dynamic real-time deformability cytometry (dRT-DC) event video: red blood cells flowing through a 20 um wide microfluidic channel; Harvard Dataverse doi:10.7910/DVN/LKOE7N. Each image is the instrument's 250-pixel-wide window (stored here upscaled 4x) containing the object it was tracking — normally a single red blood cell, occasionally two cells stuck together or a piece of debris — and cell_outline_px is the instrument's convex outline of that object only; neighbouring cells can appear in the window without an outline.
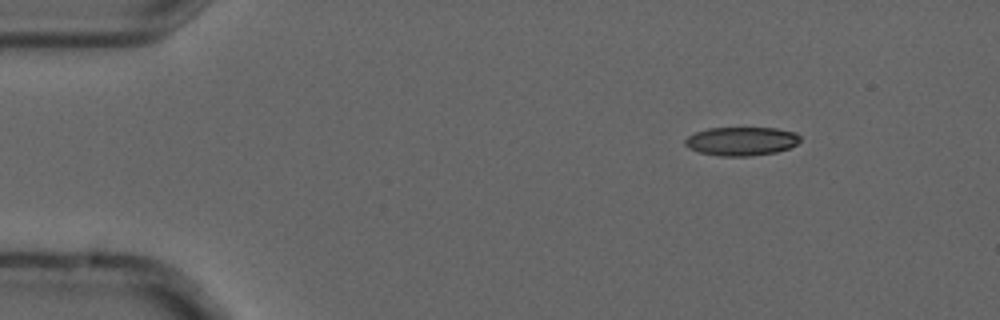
{"species": "common noctule bat (a hibernating species)", "species_latin": "Nyctalus noctula", "temperature_condition": "cold", "stored_images_in_passage": 4, "camera_frame_rate_fps": 3000, "um_per_image_px": 0.085, "animal": {"sex": "male", "forearm_length_mm": 52.5}, "frame": {"image": 1, "passage_image": 1, "time_ms": 0.0, "image_size_px": [1000, 320], "cell_outline_px": [[800, 140], [796, 144], [788, 148], [776, 152], [748, 156], [720, 156], [700, 152], [688, 148], [684, 144], [684, 140], [688, 136], [696, 132], [708, 128], [776, 128], [796, 132], [800, 136]], "centroid_in_image_um": [63.01, 12.0], "position_along_channel_um": 22.0, "area_um2": 19.19}}
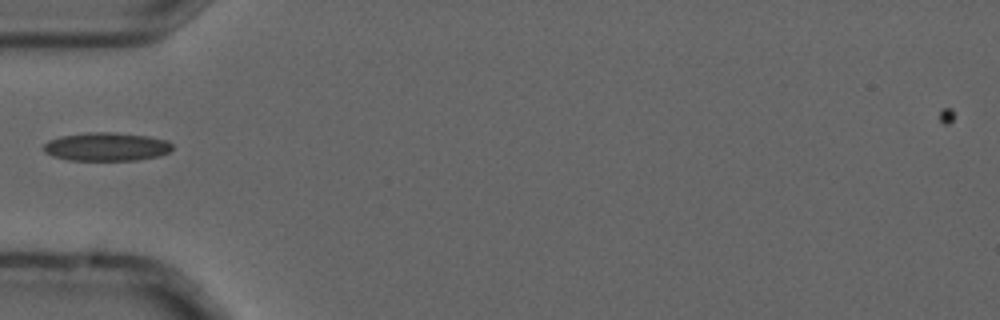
{"frame": {"image": 2, "passage_image": 4, "time_ms": 1.0, "image_size_px": [1000, 320], "cell_outline_px": [[172, 148], [168, 152], [160, 156], [136, 160], [68, 160], [52, 156], [44, 152], [40, 148], [48, 140], [60, 136], [88, 132], [112, 132], [148, 136], [168, 140], [172, 144]], "centroid_in_image_um": [9.01, 12.47], "position_along_channel_um": 76.0, "area_um2": 21.56}}